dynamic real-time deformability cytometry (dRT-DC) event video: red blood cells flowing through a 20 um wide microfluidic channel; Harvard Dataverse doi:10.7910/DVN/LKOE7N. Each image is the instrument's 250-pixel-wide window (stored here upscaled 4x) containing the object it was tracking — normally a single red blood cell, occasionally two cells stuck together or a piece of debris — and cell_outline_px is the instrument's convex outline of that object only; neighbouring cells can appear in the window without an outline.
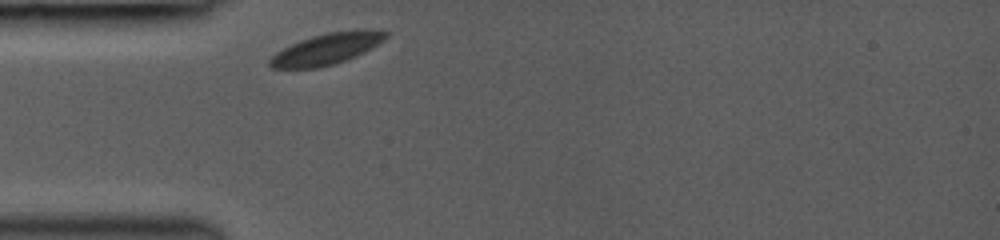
{"species": "common noctule bat (a hibernating species)", "species_latin": "Nyctalus noctula", "temperature_condition": "room temperature", "stored_images_in_passage": 28, "camera_frame_rate_fps": 3000, "um_per_image_px": 0.085, "animal": {"sex": "female", "body_mass_g": 19.0, "forearm_length_mm": 53.3}, "frame": {"image": 1, "passage_image": 1, "time_ms": 0.0, "image_size_px": [1000, 240], "cell_outline_px": [[388, 36], [384, 40], [364, 52], [356, 56], [332, 64], [316, 68], [272, 68], [268, 64], [268, 60], [276, 52], [300, 40], [312, 36], [328, 32], [356, 28], [380, 28], [388, 32]], "centroid_in_image_um": [27.83, 4.11], "position_along_channel_um": 57.2, "area_um2": 21.33}}
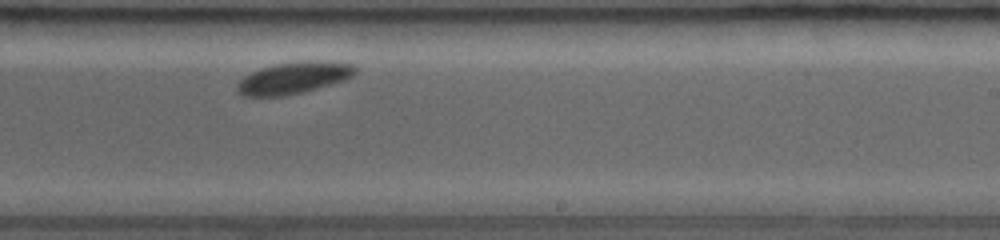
{"frame": {"image": 2, "passage_image": 17, "time_ms": 5.333, "image_size_px": [1000, 240], "cell_outline_px": [[356, 72], [352, 76], [344, 80], [332, 84], [304, 92], [280, 96], [240, 96], [236, 92], [236, 84], [244, 76], [260, 68], [276, 64], [308, 60], [320, 60], [352, 64], [356, 68]], "centroid_in_image_um": [24.94, 6.62], "position_along_channel_um": 264.1, "area_um2": 21.96}}
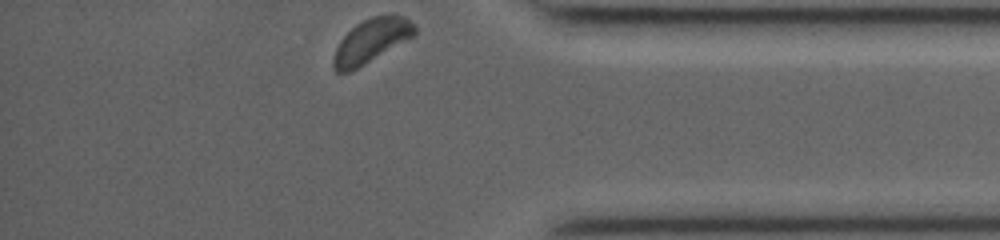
{"frame": {"image": 3, "passage_image": 28, "time_ms": 9.0, "image_size_px": [1000, 240], "cell_outline_px": [[416, 32], [412, 36], [364, 64], [348, 72], [336, 72], [332, 68], [332, 60], [336, 48], [340, 40], [356, 24], [372, 16], [392, 12], [404, 16], [416, 24]], "centroid_in_image_um": [31.56, 3.42], "position_along_channel_um": 403.6, "area_um2": 20.63}, "authors_computed_cell_mechanics": {"area_um2": 21.5016, "velocity_mm_per_s": 3.9652, "shape_relaxation_time_tau1_ms": 0.5361, "shape_relaxation_time_tau2_ms": null, "deformation_change_tau1": 0.0481, "deformation_change_tau2": null}}